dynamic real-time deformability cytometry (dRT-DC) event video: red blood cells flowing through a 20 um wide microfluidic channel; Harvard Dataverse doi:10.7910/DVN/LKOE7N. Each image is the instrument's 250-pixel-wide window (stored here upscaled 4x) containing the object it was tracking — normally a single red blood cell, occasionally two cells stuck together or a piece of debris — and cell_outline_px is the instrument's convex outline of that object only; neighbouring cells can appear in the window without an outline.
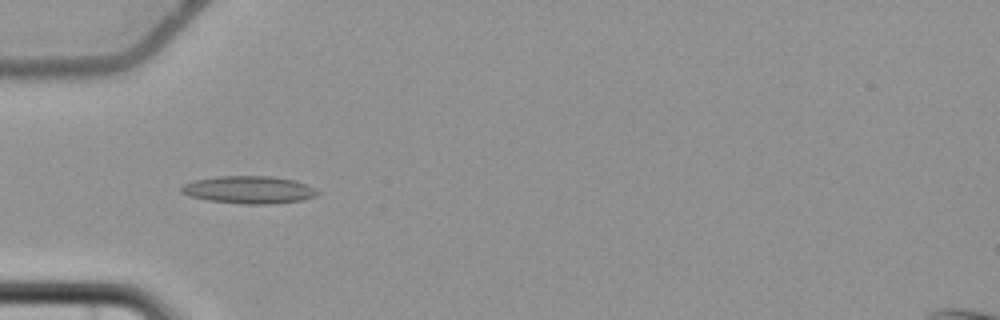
{"species": "common noctule bat (a hibernating species)", "species_latin": "Nyctalus noctula", "temperature_condition": "cold", "stored_images_in_passage": 3, "camera_frame_rate_fps": 3000, "um_per_image_px": 0.085, "animal": {"sex": "female", "body_mass_g": 22.7, "forearm_length_mm": 54.2}, "frame": {"image": 1, "passage_image": 1, "time_ms": 0.0, "image_size_px": [1000, 320], "cell_outline_px": [[320, 192], [316, 196], [304, 200], [268, 204], [244, 204], [208, 200], [188, 196], [180, 192], [180, 188], [184, 184], [196, 180], [216, 176], [272, 176], [296, 180]], "centroid_in_image_um": [21.15, 16.13], "position_along_channel_um": 63.9, "area_um2": 21.85}}
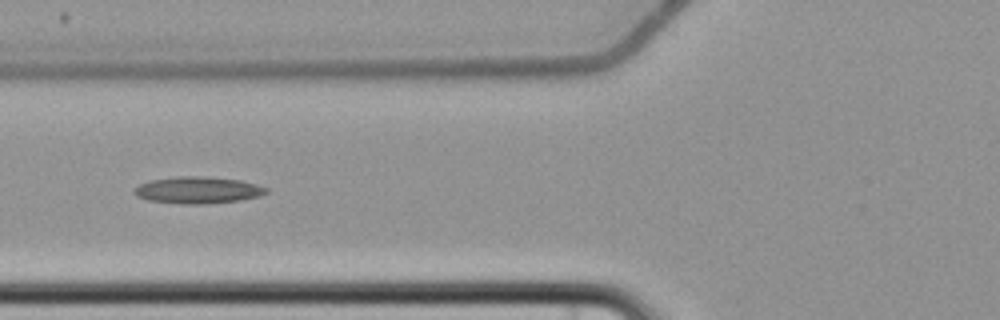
{"frame": {"image": 2, "passage_image": 2, "time_ms": 1.333, "image_size_px": [1000, 320], "cell_outline_px": [[268, 192], [260, 196], [240, 200], [204, 204], [180, 204], [148, 200], [136, 196], [132, 192], [140, 184], [152, 180], [176, 176], [204, 176], [240, 180], [256, 184], [268, 188]], "centroid_in_image_um": [16.82, 16.16], "position_along_channel_um": 109.0, "area_um2": 20.63}}
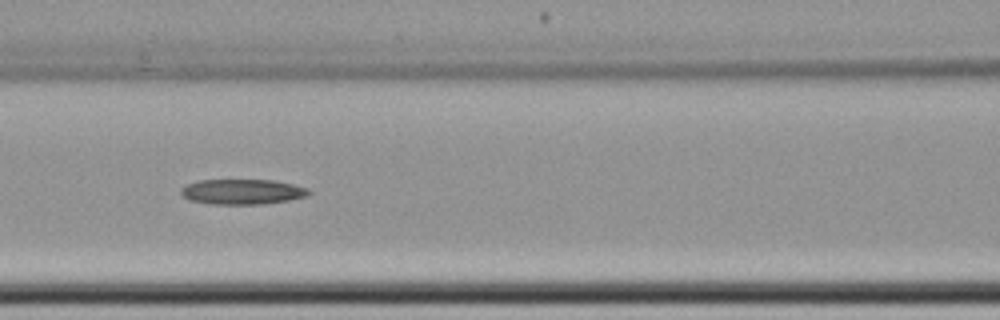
{"frame": {"image": 3, "passage_image": 3, "time_ms": 2.333, "image_size_px": [1000, 320], "cell_outline_px": [[312, 192], [308, 196], [288, 200], [264, 204], [212, 204], [188, 200], [180, 192], [180, 188], [188, 184], [200, 180], [272, 180], [292, 184], [308, 188]], "centroid_in_image_um": [20.61, 16.3], "position_along_channel_um": 146.0, "area_um2": 18.79}}